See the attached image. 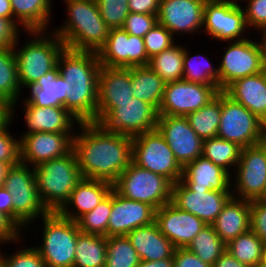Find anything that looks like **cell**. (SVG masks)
<instances>
[{"label":"cell","mask_w":266,"mask_h":267,"mask_svg":"<svg viewBox=\"0 0 266 267\" xmlns=\"http://www.w3.org/2000/svg\"><path fill=\"white\" fill-rule=\"evenodd\" d=\"M231 182L233 197L248 201L260 198L266 186V149L261 144L241 149Z\"/></svg>","instance_id":"5bb4252c"},{"label":"cell","mask_w":266,"mask_h":267,"mask_svg":"<svg viewBox=\"0 0 266 267\" xmlns=\"http://www.w3.org/2000/svg\"><path fill=\"white\" fill-rule=\"evenodd\" d=\"M263 121L221 91V118L217 137L237 143L240 147L260 144Z\"/></svg>","instance_id":"7c38bea8"},{"label":"cell","mask_w":266,"mask_h":267,"mask_svg":"<svg viewBox=\"0 0 266 267\" xmlns=\"http://www.w3.org/2000/svg\"><path fill=\"white\" fill-rule=\"evenodd\" d=\"M13 119L2 129H0V161L7 162L10 166L20 162L19 137H14L9 130Z\"/></svg>","instance_id":"bcb514c9"},{"label":"cell","mask_w":266,"mask_h":267,"mask_svg":"<svg viewBox=\"0 0 266 267\" xmlns=\"http://www.w3.org/2000/svg\"><path fill=\"white\" fill-rule=\"evenodd\" d=\"M189 52L184 46L183 80L219 86L218 65L214 67L209 55L200 53L190 56Z\"/></svg>","instance_id":"74e56055"},{"label":"cell","mask_w":266,"mask_h":267,"mask_svg":"<svg viewBox=\"0 0 266 267\" xmlns=\"http://www.w3.org/2000/svg\"><path fill=\"white\" fill-rule=\"evenodd\" d=\"M155 222L160 232L175 248H187L194 237L207 225L197 216L179 209L172 202L156 210Z\"/></svg>","instance_id":"44dd1931"},{"label":"cell","mask_w":266,"mask_h":267,"mask_svg":"<svg viewBox=\"0 0 266 267\" xmlns=\"http://www.w3.org/2000/svg\"><path fill=\"white\" fill-rule=\"evenodd\" d=\"M106 255L104 267H138L141 262L127 236L106 237Z\"/></svg>","instance_id":"60d3db41"},{"label":"cell","mask_w":266,"mask_h":267,"mask_svg":"<svg viewBox=\"0 0 266 267\" xmlns=\"http://www.w3.org/2000/svg\"><path fill=\"white\" fill-rule=\"evenodd\" d=\"M102 19L109 29L122 28L128 16V0H95Z\"/></svg>","instance_id":"7bdbcfd3"},{"label":"cell","mask_w":266,"mask_h":267,"mask_svg":"<svg viewBox=\"0 0 266 267\" xmlns=\"http://www.w3.org/2000/svg\"><path fill=\"white\" fill-rule=\"evenodd\" d=\"M111 209L112 190L93 210L85 213L76 221L80 232L107 237V227Z\"/></svg>","instance_id":"b9f144b4"},{"label":"cell","mask_w":266,"mask_h":267,"mask_svg":"<svg viewBox=\"0 0 266 267\" xmlns=\"http://www.w3.org/2000/svg\"><path fill=\"white\" fill-rule=\"evenodd\" d=\"M241 149L237 143L216 136L203 140L202 156L232 176L239 162Z\"/></svg>","instance_id":"d590c367"},{"label":"cell","mask_w":266,"mask_h":267,"mask_svg":"<svg viewBox=\"0 0 266 267\" xmlns=\"http://www.w3.org/2000/svg\"><path fill=\"white\" fill-rule=\"evenodd\" d=\"M187 249L211 266L226 251L227 244L221 240L212 225H205L194 237Z\"/></svg>","instance_id":"f35d334b"},{"label":"cell","mask_w":266,"mask_h":267,"mask_svg":"<svg viewBox=\"0 0 266 267\" xmlns=\"http://www.w3.org/2000/svg\"><path fill=\"white\" fill-rule=\"evenodd\" d=\"M242 6L238 0H206L202 32L221 42L247 39L249 29Z\"/></svg>","instance_id":"8fae6325"},{"label":"cell","mask_w":266,"mask_h":267,"mask_svg":"<svg viewBox=\"0 0 266 267\" xmlns=\"http://www.w3.org/2000/svg\"><path fill=\"white\" fill-rule=\"evenodd\" d=\"M259 267H266V243H264L262 248V257Z\"/></svg>","instance_id":"e7e4bbea"},{"label":"cell","mask_w":266,"mask_h":267,"mask_svg":"<svg viewBox=\"0 0 266 267\" xmlns=\"http://www.w3.org/2000/svg\"><path fill=\"white\" fill-rule=\"evenodd\" d=\"M62 1L67 6V18L60 27L51 31L63 41L65 48L98 53L106 43L109 28L99 13L96 1Z\"/></svg>","instance_id":"3957f363"},{"label":"cell","mask_w":266,"mask_h":267,"mask_svg":"<svg viewBox=\"0 0 266 267\" xmlns=\"http://www.w3.org/2000/svg\"><path fill=\"white\" fill-rule=\"evenodd\" d=\"M262 35L260 37V41L262 43V47H263V53H264V59H265V63H266V29H264L262 32H260Z\"/></svg>","instance_id":"be15d7a7"},{"label":"cell","mask_w":266,"mask_h":267,"mask_svg":"<svg viewBox=\"0 0 266 267\" xmlns=\"http://www.w3.org/2000/svg\"><path fill=\"white\" fill-rule=\"evenodd\" d=\"M224 92L237 103L242 104L262 121L266 120V77L261 73L239 78Z\"/></svg>","instance_id":"83f0119b"},{"label":"cell","mask_w":266,"mask_h":267,"mask_svg":"<svg viewBox=\"0 0 266 267\" xmlns=\"http://www.w3.org/2000/svg\"><path fill=\"white\" fill-rule=\"evenodd\" d=\"M130 74L133 97L151 104L158 111L166 83L148 66L130 67Z\"/></svg>","instance_id":"1f68e13d"},{"label":"cell","mask_w":266,"mask_h":267,"mask_svg":"<svg viewBox=\"0 0 266 267\" xmlns=\"http://www.w3.org/2000/svg\"><path fill=\"white\" fill-rule=\"evenodd\" d=\"M186 118L202 140L216 137L221 118V91L207 105L189 113Z\"/></svg>","instance_id":"8d00e7d4"},{"label":"cell","mask_w":266,"mask_h":267,"mask_svg":"<svg viewBox=\"0 0 266 267\" xmlns=\"http://www.w3.org/2000/svg\"><path fill=\"white\" fill-rule=\"evenodd\" d=\"M181 181L189 189L232 191L231 175L203 156L183 167Z\"/></svg>","instance_id":"484cf974"},{"label":"cell","mask_w":266,"mask_h":267,"mask_svg":"<svg viewBox=\"0 0 266 267\" xmlns=\"http://www.w3.org/2000/svg\"><path fill=\"white\" fill-rule=\"evenodd\" d=\"M157 129L182 167L202 156L203 140L186 117L158 116Z\"/></svg>","instance_id":"d6986e66"},{"label":"cell","mask_w":266,"mask_h":267,"mask_svg":"<svg viewBox=\"0 0 266 267\" xmlns=\"http://www.w3.org/2000/svg\"><path fill=\"white\" fill-rule=\"evenodd\" d=\"M20 106L23 109L22 113L27 127V131L21 134L34 132L75 133L76 127L81 123L64 107L42 108L32 104Z\"/></svg>","instance_id":"cb8c5ba5"},{"label":"cell","mask_w":266,"mask_h":267,"mask_svg":"<svg viewBox=\"0 0 266 267\" xmlns=\"http://www.w3.org/2000/svg\"><path fill=\"white\" fill-rule=\"evenodd\" d=\"M21 91L13 48L0 49V100L12 105L14 121L16 104L23 96Z\"/></svg>","instance_id":"d6a6232c"},{"label":"cell","mask_w":266,"mask_h":267,"mask_svg":"<svg viewBox=\"0 0 266 267\" xmlns=\"http://www.w3.org/2000/svg\"><path fill=\"white\" fill-rule=\"evenodd\" d=\"M264 243L250 229L227 243V251L246 267H259Z\"/></svg>","instance_id":"ab89813d"},{"label":"cell","mask_w":266,"mask_h":267,"mask_svg":"<svg viewBox=\"0 0 266 267\" xmlns=\"http://www.w3.org/2000/svg\"><path fill=\"white\" fill-rule=\"evenodd\" d=\"M131 245L137 251L141 261H157L173 258L174 245L163 235L157 223L138 227L127 235Z\"/></svg>","instance_id":"f1b7e54d"},{"label":"cell","mask_w":266,"mask_h":267,"mask_svg":"<svg viewBox=\"0 0 266 267\" xmlns=\"http://www.w3.org/2000/svg\"><path fill=\"white\" fill-rule=\"evenodd\" d=\"M97 54L101 66L106 67L147 66L149 62L144 39L128 34L123 28L109 29L106 43Z\"/></svg>","instance_id":"2e32d148"},{"label":"cell","mask_w":266,"mask_h":267,"mask_svg":"<svg viewBox=\"0 0 266 267\" xmlns=\"http://www.w3.org/2000/svg\"><path fill=\"white\" fill-rule=\"evenodd\" d=\"M160 0H128L129 12L157 15Z\"/></svg>","instance_id":"db71d44e"},{"label":"cell","mask_w":266,"mask_h":267,"mask_svg":"<svg viewBox=\"0 0 266 267\" xmlns=\"http://www.w3.org/2000/svg\"><path fill=\"white\" fill-rule=\"evenodd\" d=\"M34 171L40 200L49 212L58 211L83 178L73 149L65 156L39 164Z\"/></svg>","instance_id":"5b68a950"},{"label":"cell","mask_w":266,"mask_h":267,"mask_svg":"<svg viewBox=\"0 0 266 267\" xmlns=\"http://www.w3.org/2000/svg\"><path fill=\"white\" fill-rule=\"evenodd\" d=\"M0 212L5 214L13 222L12 193L5 187L0 188Z\"/></svg>","instance_id":"11a10c76"},{"label":"cell","mask_w":266,"mask_h":267,"mask_svg":"<svg viewBox=\"0 0 266 267\" xmlns=\"http://www.w3.org/2000/svg\"><path fill=\"white\" fill-rule=\"evenodd\" d=\"M172 187L169 179L133 162L113 184V189L124 198L146 203L156 210L172 201Z\"/></svg>","instance_id":"ba28073f"},{"label":"cell","mask_w":266,"mask_h":267,"mask_svg":"<svg viewBox=\"0 0 266 267\" xmlns=\"http://www.w3.org/2000/svg\"><path fill=\"white\" fill-rule=\"evenodd\" d=\"M11 166L7 162L0 161V188L4 187L5 177Z\"/></svg>","instance_id":"94428289"},{"label":"cell","mask_w":266,"mask_h":267,"mask_svg":"<svg viewBox=\"0 0 266 267\" xmlns=\"http://www.w3.org/2000/svg\"><path fill=\"white\" fill-rule=\"evenodd\" d=\"M0 250V267H46L39 251L34 247L19 248L10 255Z\"/></svg>","instance_id":"ee69618b"},{"label":"cell","mask_w":266,"mask_h":267,"mask_svg":"<svg viewBox=\"0 0 266 267\" xmlns=\"http://www.w3.org/2000/svg\"><path fill=\"white\" fill-rule=\"evenodd\" d=\"M0 17L13 20V11L10 0H0Z\"/></svg>","instance_id":"91938a15"},{"label":"cell","mask_w":266,"mask_h":267,"mask_svg":"<svg viewBox=\"0 0 266 267\" xmlns=\"http://www.w3.org/2000/svg\"><path fill=\"white\" fill-rule=\"evenodd\" d=\"M25 33L32 38L29 37L30 40L27 39L23 45L19 44L18 38L13 47L22 91L53 70L57 66L59 54L65 48L63 41L50 30H32Z\"/></svg>","instance_id":"277c9868"},{"label":"cell","mask_w":266,"mask_h":267,"mask_svg":"<svg viewBox=\"0 0 266 267\" xmlns=\"http://www.w3.org/2000/svg\"><path fill=\"white\" fill-rule=\"evenodd\" d=\"M132 162L164 176L173 184L181 180L183 167L158 129L132 138Z\"/></svg>","instance_id":"9c48e42d"},{"label":"cell","mask_w":266,"mask_h":267,"mask_svg":"<svg viewBox=\"0 0 266 267\" xmlns=\"http://www.w3.org/2000/svg\"><path fill=\"white\" fill-rule=\"evenodd\" d=\"M4 187L12 193L13 223L23 232L31 223L49 211L40 200L34 168L19 162L6 174Z\"/></svg>","instance_id":"52a82bcc"},{"label":"cell","mask_w":266,"mask_h":267,"mask_svg":"<svg viewBox=\"0 0 266 267\" xmlns=\"http://www.w3.org/2000/svg\"><path fill=\"white\" fill-rule=\"evenodd\" d=\"M250 201L231 197L211 224L226 244L250 230Z\"/></svg>","instance_id":"f546056e"},{"label":"cell","mask_w":266,"mask_h":267,"mask_svg":"<svg viewBox=\"0 0 266 267\" xmlns=\"http://www.w3.org/2000/svg\"><path fill=\"white\" fill-rule=\"evenodd\" d=\"M245 2L243 8L248 29L262 32L266 29V0H238ZM247 2V4H246Z\"/></svg>","instance_id":"7dc6e473"},{"label":"cell","mask_w":266,"mask_h":267,"mask_svg":"<svg viewBox=\"0 0 266 267\" xmlns=\"http://www.w3.org/2000/svg\"><path fill=\"white\" fill-rule=\"evenodd\" d=\"M251 38L226 42L222 60L218 64L220 91L239 78L264 71L266 63L262 43L260 39Z\"/></svg>","instance_id":"30bf717a"},{"label":"cell","mask_w":266,"mask_h":267,"mask_svg":"<svg viewBox=\"0 0 266 267\" xmlns=\"http://www.w3.org/2000/svg\"><path fill=\"white\" fill-rule=\"evenodd\" d=\"M147 57L161 53L176 43L174 36L161 24L157 23L144 37Z\"/></svg>","instance_id":"f6af8a7d"},{"label":"cell","mask_w":266,"mask_h":267,"mask_svg":"<svg viewBox=\"0 0 266 267\" xmlns=\"http://www.w3.org/2000/svg\"><path fill=\"white\" fill-rule=\"evenodd\" d=\"M2 212H0V246L6 244H17L19 241L23 243L24 240H21L25 236L24 233ZM22 241V242H21Z\"/></svg>","instance_id":"816d5d0a"},{"label":"cell","mask_w":266,"mask_h":267,"mask_svg":"<svg viewBox=\"0 0 266 267\" xmlns=\"http://www.w3.org/2000/svg\"><path fill=\"white\" fill-rule=\"evenodd\" d=\"M112 189L113 185L109 182L82 178L57 212L76 222L85 213L93 210Z\"/></svg>","instance_id":"d4e9b609"},{"label":"cell","mask_w":266,"mask_h":267,"mask_svg":"<svg viewBox=\"0 0 266 267\" xmlns=\"http://www.w3.org/2000/svg\"><path fill=\"white\" fill-rule=\"evenodd\" d=\"M73 86L59 75L58 67L43 75L35 84L26 89L29 90L27 97L19 104H32L38 107H64L67 93L71 92Z\"/></svg>","instance_id":"4316f807"},{"label":"cell","mask_w":266,"mask_h":267,"mask_svg":"<svg viewBox=\"0 0 266 267\" xmlns=\"http://www.w3.org/2000/svg\"><path fill=\"white\" fill-rule=\"evenodd\" d=\"M260 144L266 149V120L262 123Z\"/></svg>","instance_id":"6125c7cd"},{"label":"cell","mask_w":266,"mask_h":267,"mask_svg":"<svg viewBox=\"0 0 266 267\" xmlns=\"http://www.w3.org/2000/svg\"><path fill=\"white\" fill-rule=\"evenodd\" d=\"M156 209L146 203L129 200L112 189V209L107 237L126 236L132 230L155 221Z\"/></svg>","instance_id":"7402d4cb"},{"label":"cell","mask_w":266,"mask_h":267,"mask_svg":"<svg viewBox=\"0 0 266 267\" xmlns=\"http://www.w3.org/2000/svg\"><path fill=\"white\" fill-rule=\"evenodd\" d=\"M53 0H10L13 20L25 31L52 30ZM50 27V28H49Z\"/></svg>","instance_id":"4dcf8cb0"},{"label":"cell","mask_w":266,"mask_h":267,"mask_svg":"<svg viewBox=\"0 0 266 267\" xmlns=\"http://www.w3.org/2000/svg\"><path fill=\"white\" fill-rule=\"evenodd\" d=\"M138 267H174L173 258H165L157 261H141Z\"/></svg>","instance_id":"680465c9"},{"label":"cell","mask_w":266,"mask_h":267,"mask_svg":"<svg viewBox=\"0 0 266 267\" xmlns=\"http://www.w3.org/2000/svg\"><path fill=\"white\" fill-rule=\"evenodd\" d=\"M178 44L176 42L170 48L149 59L147 66L165 83L183 80L184 46Z\"/></svg>","instance_id":"e575fe53"},{"label":"cell","mask_w":266,"mask_h":267,"mask_svg":"<svg viewBox=\"0 0 266 267\" xmlns=\"http://www.w3.org/2000/svg\"><path fill=\"white\" fill-rule=\"evenodd\" d=\"M206 0H160L158 23L174 37L202 33L203 11Z\"/></svg>","instance_id":"ffe728a7"},{"label":"cell","mask_w":266,"mask_h":267,"mask_svg":"<svg viewBox=\"0 0 266 267\" xmlns=\"http://www.w3.org/2000/svg\"><path fill=\"white\" fill-rule=\"evenodd\" d=\"M59 75L72 87L64 108L77 120L94 122L97 116L98 76L101 69L96 52L64 48L57 60Z\"/></svg>","instance_id":"7a4b0ae2"},{"label":"cell","mask_w":266,"mask_h":267,"mask_svg":"<svg viewBox=\"0 0 266 267\" xmlns=\"http://www.w3.org/2000/svg\"><path fill=\"white\" fill-rule=\"evenodd\" d=\"M174 267H212L204 263L187 248H176L173 254Z\"/></svg>","instance_id":"f5cc1de1"},{"label":"cell","mask_w":266,"mask_h":267,"mask_svg":"<svg viewBox=\"0 0 266 267\" xmlns=\"http://www.w3.org/2000/svg\"><path fill=\"white\" fill-rule=\"evenodd\" d=\"M158 111L138 98L118 103L99 124L111 132L131 138L157 129Z\"/></svg>","instance_id":"9a60e30c"},{"label":"cell","mask_w":266,"mask_h":267,"mask_svg":"<svg viewBox=\"0 0 266 267\" xmlns=\"http://www.w3.org/2000/svg\"><path fill=\"white\" fill-rule=\"evenodd\" d=\"M157 23V15L130 12L122 28L128 34L143 38Z\"/></svg>","instance_id":"c3c4849f"},{"label":"cell","mask_w":266,"mask_h":267,"mask_svg":"<svg viewBox=\"0 0 266 267\" xmlns=\"http://www.w3.org/2000/svg\"><path fill=\"white\" fill-rule=\"evenodd\" d=\"M21 26L14 20L0 17V49L13 48L21 34Z\"/></svg>","instance_id":"f907efd6"},{"label":"cell","mask_w":266,"mask_h":267,"mask_svg":"<svg viewBox=\"0 0 266 267\" xmlns=\"http://www.w3.org/2000/svg\"><path fill=\"white\" fill-rule=\"evenodd\" d=\"M212 267H246L234 258L227 250L215 261Z\"/></svg>","instance_id":"9f6ffc18"},{"label":"cell","mask_w":266,"mask_h":267,"mask_svg":"<svg viewBox=\"0 0 266 267\" xmlns=\"http://www.w3.org/2000/svg\"><path fill=\"white\" fill-rule=\"evenodd\" d=\"M219 92L218 85L185 80L166 83L158 115L186 117L207 105Z\"/></svg>","instance_id":"4fadbf2b"},{"label":"cell","mask_w":266,"mask_h":267,"mask_svg":"<svg viewBox=\"0 0 266 267\" xmlns=\"http://www.w3.org/2000/svg\"><path fill=\"white\" fill-rule=\"evenodd\" d=\"M77 129L73 150L82 177L113 185L132 163V138L106 130L95 122H82Z\"/></svg>","instance_id":"6da1fadb"},{"label":"cell","mask_w":266,"mask_h":267,"mask_svg":"<svg viewBox=\"0 0 266 267\" xmlns=\"http://www.w3.org/2000/svg\"><path fill=\"white\" fill-rule=\"evenodd\" d=\"M250 229L266 243V204L259 200L250 201Z\"/></svg>","instance_id":"681fc988"},{"label":"cell","mask_w":266,"mask_h":267,"mask_svg":"<svg viewBox=\"0 0 266 267\" xmlns=\"http://www.w3.org/2000/svg\"><path fill=\"white\" fill-rule=\"evenodd\" d=\"M12 120V105L0 100V129L4 128Z\"/></svg>","instance_id":"6f0895ef"},{"label":"cell","mask_w":266,"mask_h":267,"mask_svg":"<svg viewBox=\"0 0 266 267\" xmlns=\"http://www.w3.org/2000/svg\"><path fill=\"white\" fill-rule=\"evenodd\" d=\"M106 256L105 236L84 233L78 235L73 267H104Z\"/></svg>","instance_id":"836d02e7"},{"label":"cell","mask_w":266,"mask_h":267,"mask_svg":"<svg viewBox=\"0 0 266 267\" xmlns=\"http://www.w3.org/2000/svg\"><path fill=\"white\" fill-rule=\"evenodd\" d=\"M260 202L266 204V186L265 189L263 191V193L261 194L260 198L258 199Z\"/></svg>","instance_id":"03108f58"},{"label":"cell","mask_w":266,"mask_h":267,"mask_svg":"<svg viewBox=\"0 0 266 267\" xmlns=\"http://www.w3.org/2000/svg\"><path fill=\"white\" fill-rule=\"evenodd\" d=\"M232 197V191L189 189L181 180L172 187V203L183 211L197 216L211 225L223 206Z\"/></svg>","instance_id":"e0dca14e"},{"label":"cell","mask_w":266,"mask_h":267,"mask_svg":"<svg viewBox=\"0 0 266 267\" xmlns=\"http://www.w3.org/2000/svg\"><path fill=\"white\" fill-rule=\"evenodd\" d=\"M43 221V222H42ZM43 229L39 251L46 267H73L77 237L81 233L77 222L57 211L41 217Z\"/></svg>","instance_id":"8992f818"},{"label":"cell","mask_w":266,"mask_h":267,"mask_svg":"<svg viewBox=\"0 0 266 267\" xmlns=\"http://www.w3.org/2000/svg\"><path fill=\"white\" fill-rule=\"evenodd\" d=\"M75 133L34 132L19 138L20 162L31 167L65 156L73 149Z\"/></svg>","instance_id":"ac0fdd59"},{"label":"cell","mask_w":266,"mask_h":267,"mask_svg":"<svg viewBox=\"0 0 266 267\" xmlns=\"http://www.w3.org/2000/svg\"><path fill=\"white\" fill-rule=\"evenodd\" d=\"M130 67L101 66L98 76V103L95 123H99L118 103L133 98Z\"/></svg>","instance_id":"603a6c76"}]
</instances>
